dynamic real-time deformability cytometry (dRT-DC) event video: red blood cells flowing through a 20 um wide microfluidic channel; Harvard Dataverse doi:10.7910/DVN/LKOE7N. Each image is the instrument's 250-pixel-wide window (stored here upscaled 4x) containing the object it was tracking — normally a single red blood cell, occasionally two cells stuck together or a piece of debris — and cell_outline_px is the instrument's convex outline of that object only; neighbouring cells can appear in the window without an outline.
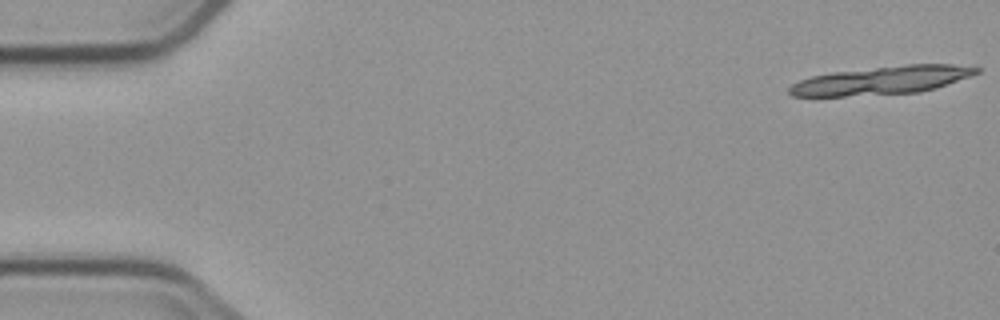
{"species": "common noctule bat (a hibernating species)", "species_latin": "Nyctalus noctula", "temperature_condition": "cold", "stored_images_in_passage": 7, "camera_frame_rate_fps": 3000, "um_per_image_px": 0.085, "animal": {"sex": "male", "body_mass_g": 23.1, "forearm_length_mm": 52.7}, "frame": {"image": 1, "passage_image": 1, "time_ms": 0.0, "image_size_px": [1000, 320], "cell_outline_px": [[980, 72], [936, 88], [920, 92], [844, 96], [792, 96], [788, 92], [788, 88], [792, 84], [800, 80], [812, 76], [832, 72], [908, 64], [952, 64], [980, 68]], "centroid_in_image_um": [74.94, 6.83], "position_along_channel_um": 10.1, "area_um2": 30.52}}
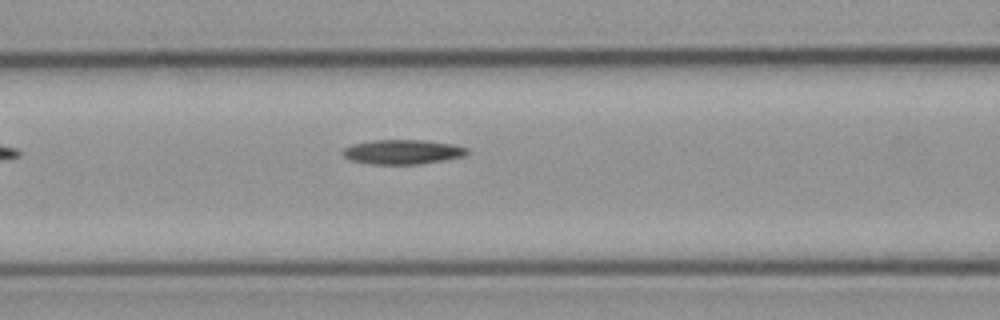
{"frame": {"image": 2, "passage_image": 7, "time_ms": 7.333, "image_size_px": [1000, 320], "cell_outline_px": [[468, 152], [464, 156], [444, 160], [420, 164], [372, 164], [352, 160], [344, 156], [340, 152], [344, 148], [352, 144], [372, 140], [424, 140], [452, 144], [468, 148]], "centroid_in_image_um": [34.21, 12.91], "position_along_channel_um": 132.4, "area_um2": 17.74}}